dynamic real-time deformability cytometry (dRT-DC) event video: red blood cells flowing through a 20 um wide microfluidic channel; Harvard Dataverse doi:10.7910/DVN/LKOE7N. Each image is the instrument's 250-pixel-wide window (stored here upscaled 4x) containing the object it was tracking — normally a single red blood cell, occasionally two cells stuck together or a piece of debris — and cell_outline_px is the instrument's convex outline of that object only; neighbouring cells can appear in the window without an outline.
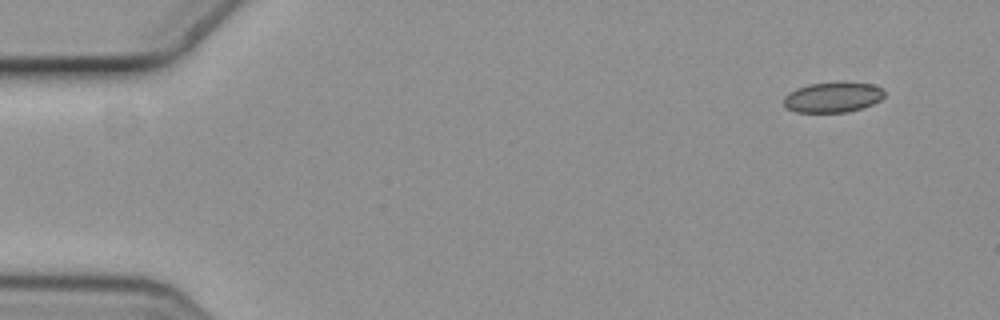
{"species": "common noctule bat (a hibernating species)", "species_latin": "Nyctalus noctula", "temperature_condition": "cold", "stored_images_in_passage": 6, "camera_frame_rate_fps": 3000, "um_per_image_px": 0.085, "animal": {"sex": "female", "body_mass_g": 19.3, "forearm_length_mm": 54.1}, "frame": {"image": 1, "passage_image": 1, "time_ms": 0.0, "image_size_px": [1000, 320], "cell_outline_px": [[884, 96], [880, 100], [872, 104], [848, 112], [796, 112], [788, 108], [784, 104], [784, 96], [788, 92], [796, 88], [808, 84], [836, 80], [840, 80], [872, 84], [884, 88]], "centroid_in_image_um": [70.8, 8.22], "position_along_channel_um": 14.2, "area_um2": 18.26}}
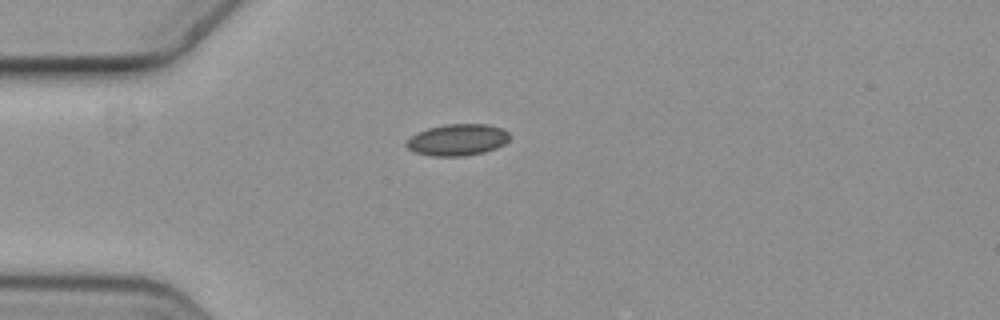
{"frame": {"image": 2, "passage_image": 4, "time_ms": 1.0, "image_size_px": [1000, 320], "cell_outline_px": [[512, 136], [504, 144], [496, 148], [484, 152], [464, 156], [432, 156], [416, 152], [408, 148], [404, 144], [416, 132], [428, 128], [448, 124], [488, 124], [504, 128]], "centroid_in_image_um": [38.92, 11.88], "position_along_channel_um": 46.1, "area_um2": 19.07}}
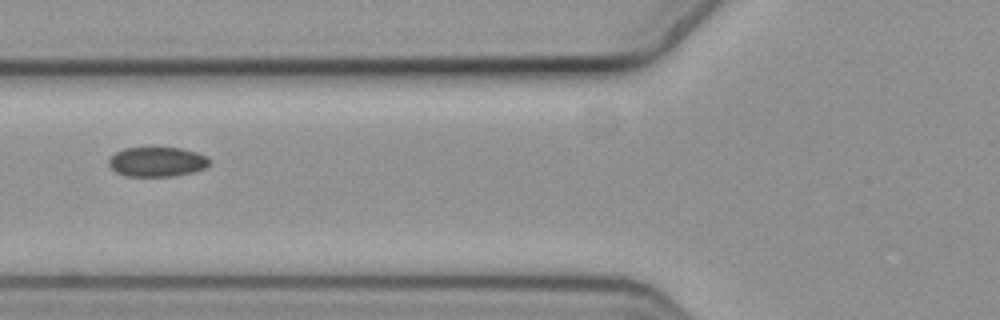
{"frame": {"image": 3, "passage_image": 6, "time_ms": 1.667, "image_size_px": [1000, 320], "cell_outline_px": [[212, 160], [204, 168], [192, 172], [176, 176], [124, 176], [116, 172], [108, 164], [108, 160], [116, 152], [124, 148], [180, 148], [196, 152], [208, 156]], "centroid_in_image_um": [13.36, 13.76], "position_along_channel_um": 112.4, "area_um2": 17.4}}